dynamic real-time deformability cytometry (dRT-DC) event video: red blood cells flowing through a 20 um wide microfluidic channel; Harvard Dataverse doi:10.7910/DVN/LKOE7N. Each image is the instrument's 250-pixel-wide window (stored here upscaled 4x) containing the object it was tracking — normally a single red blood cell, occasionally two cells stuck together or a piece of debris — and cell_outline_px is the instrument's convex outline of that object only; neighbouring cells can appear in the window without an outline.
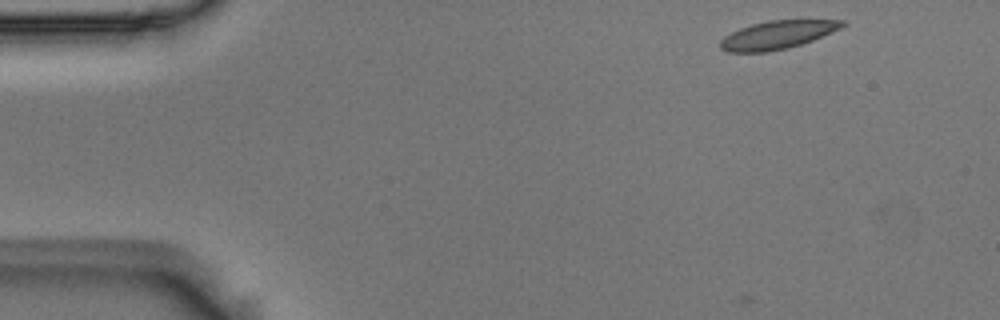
{"species": "Egyptian fruit bat (a non-hibernating species)", "species_latin": "Rousettus aegyptiacus", "temperature_condition": "room temperature", "stored_images_in_passage": 37, "camera_frame_rate_fps": 3000, "um_per_image_px": 0.085, "animal": {"sex": "male"}, "frame": {"image": 1, "passage_image": 1, "time_ms": 0.0, "image_size_px": [1000, 320], "cell_outline_px": [[848, 24], [840, 28], [812, 40], [788, 48], [768, 52], [728, 52], [720, 48], [720, 40], [724, 36], [740, 28], [752, 24], [768, 20], [844, 20]], "centroid_in_image_um": [66.05, 2.96], "position_along_channel_um": 18.9, "area_um2": 19.94}}
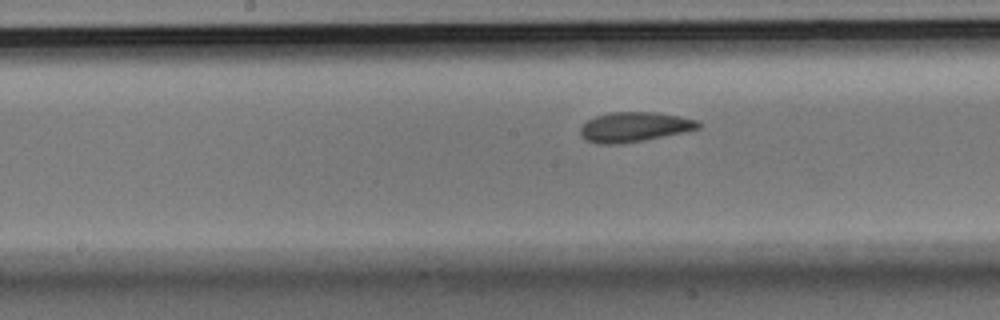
{"frame": {"image": 2, "passage_image": 23, "time_ms": 7.333, "image_size_px": [1000, 320], "cell_outline_px": [[700, 128], [684, 132], [644, 140], [616, 144], [600, 144], [584, 140], [580, 132], [580, 128], [588, 120], [596, 116], [608, 112], [656, 112], [696, 120], [700, 124]], "centroid_in_image_um": [53.88, 10.79], "position_along_channel_um": 194.3, "area_um2": 20.29}}
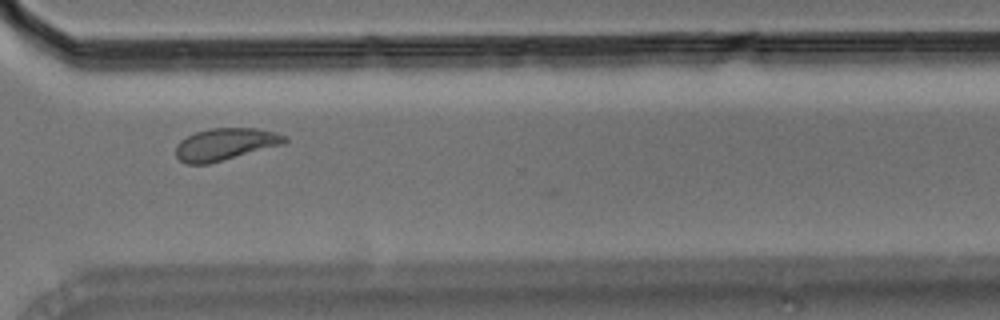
{"frame": {"image": 3, "passage_image": 36, "time_ms": 11.667, "image_size_px": [1000, 320], "cell_outline_px": [[288, 140], [284, 144], [208, 164], [188, 164], [180, 160], [176, 156], [176, 144], [180, 140], [196, 132], [212, 128], [256, 128], [276, 132], [284, 136]], "centroid_in_image_um": [19.14, 12.26], "position_along_channel_um": 351.5, "area_um2": 20.23}}